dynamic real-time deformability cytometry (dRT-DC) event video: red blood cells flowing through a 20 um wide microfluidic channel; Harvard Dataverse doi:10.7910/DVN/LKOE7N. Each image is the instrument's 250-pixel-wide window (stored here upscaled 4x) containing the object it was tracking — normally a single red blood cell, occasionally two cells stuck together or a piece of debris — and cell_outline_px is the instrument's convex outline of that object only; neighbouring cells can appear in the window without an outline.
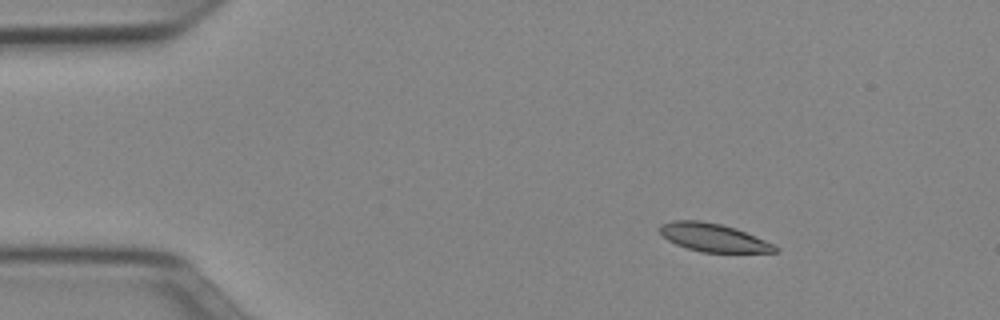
{"species": "Egyptian fruit bat (a non-hibernating species)", "species_latin": "Rousettus aegyptiacus", "temperature_condition": "cold", "stored_images_in_passage": 45, "camera_frame_rate_fps": 3000, "um_per_image_px": 0.085, "animal": {"sex": "female"}, "frame": {"image": 1, "passage_image": 1, "time_ms": 0.0, "image_size_px": [1000, 320], "cell_outline_px": [[780, 248], [776, 252], [700, 252], [676, 244], [668, 240], [656, 228], [660, 224], [672, 220], [700, 220], [720, 224], [736, 228], [764, 240]], "centroid_in_image_um": [60.59, 20.18], "position_along_channel_um": 24.4, "area_um2": 18.84}}
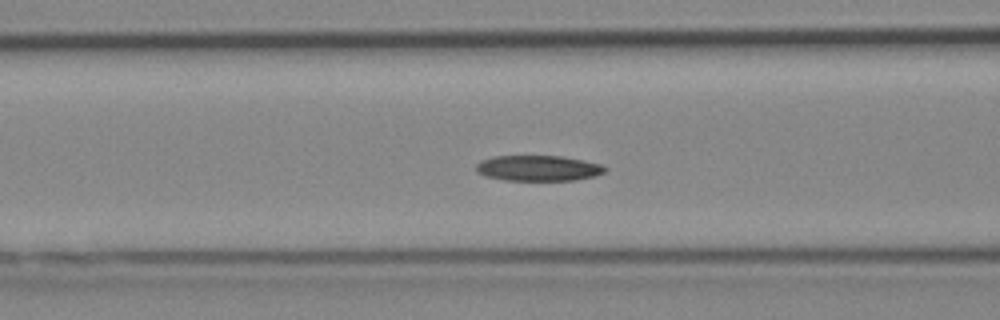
{"frame": {"image": 2, "passage_image": 14, "time_ms": 4.333, "image_size_px": [1000, 320], "cell_outline_px": [[608, 168], [604, 172], [596, 176], [576, 180], [504, 180], [484, 176], [476, 172], [476, 164], [480, 160], [492, 156], [560, 156], [584, 160], [600, 164]], "centroid_in_image_um": [45.73, 14.29], "position_along_channel_um": 120.9, "area_um2": 19.36}}
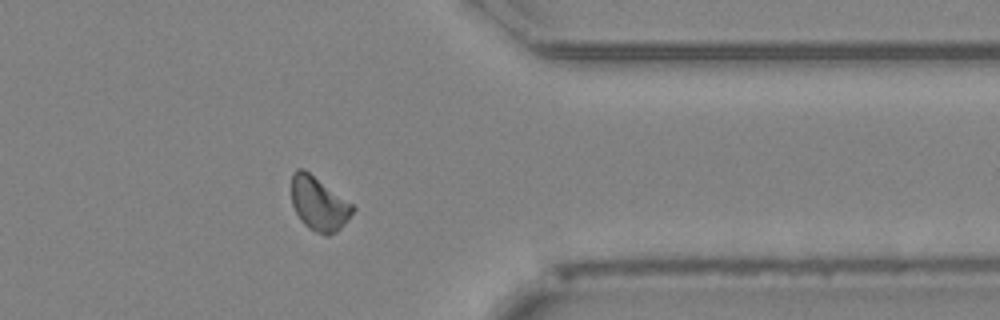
{"frame": {"image": 3, "passage_image": 35, "time_ms": 11.333, "image_size_px": [1000, 320], "cell_outline_px": [[356, 208], [348, 220], [336, 232], [328, 236], [324, 236], [308, 228], [300, 220], [292, 204], [292, 172], [296, 168], [304, 168], [352, 204]], "centroid_in_image_um": [27.09, 17.32], "position_along_channel_um": 384.3, "area_um2": 19.25}, "authors_computed_cell_mechanics": {"area_um2": 19.363, "velocity_mm_per_s": 3.9329, "shape_relaxation_time_tau1_ms": null, "shape_relaxation_time_tau2_ms": 10.0145, "deformation_change_tau1": null, "deformation_change_tau2": 0.1512}}